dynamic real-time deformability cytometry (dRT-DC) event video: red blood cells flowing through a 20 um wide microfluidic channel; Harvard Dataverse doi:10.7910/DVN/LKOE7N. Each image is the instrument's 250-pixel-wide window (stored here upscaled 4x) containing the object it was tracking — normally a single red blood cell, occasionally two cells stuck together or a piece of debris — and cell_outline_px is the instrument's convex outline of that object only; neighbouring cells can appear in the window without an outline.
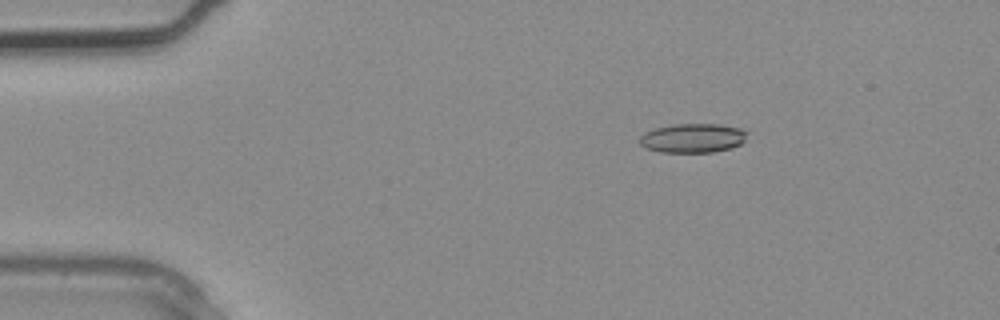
{"species": "common noctule bat (a hibernating species)", "species_latin": "Nyctalus noctula", "temperature_condition": "warm", "stored_images_in_passage": 3, "camera_frame_rate_fps": 3000, "um_per_image_px": 0.085, "animal": {"sex": "male", "body_mass_g": 20.4}, "frame": {"image": 1, "passage_image": 2, "time_ms": 0.333, "image_size_px": [1000, 320], "cell_outline_px": [[748, 132], [744, 140], [740, 144], [732, 148], [712, 152], [660, 152], [648, 148], [640, 144], [640, 136], [644, 132], [656, 128], [672, 124], [720, 124], [740, 128]], "centroid_in_image_um": [58.9, 11.73], "position_along_channel_um": 26.1, "area_um2": 18.26}}